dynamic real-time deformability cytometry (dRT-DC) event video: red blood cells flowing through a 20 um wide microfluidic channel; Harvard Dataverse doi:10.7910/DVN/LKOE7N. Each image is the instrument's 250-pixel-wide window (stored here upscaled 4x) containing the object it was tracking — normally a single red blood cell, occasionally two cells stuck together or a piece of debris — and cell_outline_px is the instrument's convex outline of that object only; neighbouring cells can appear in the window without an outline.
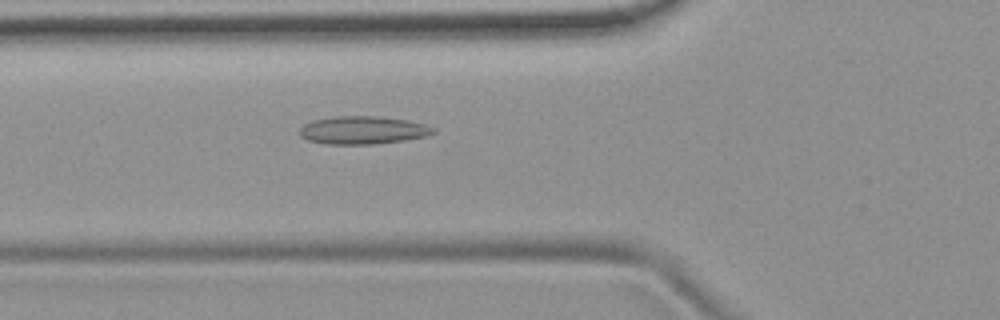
{"species": "common noctule bat (a hibernating species)", "species_latin": "Nyctalus noctula", "temperature_condition": "room temperature", "stored_images_in_passage": 3, "camera_frame_rate_fps": 3000, "um_per_image_px": 0.085, "animal": {"sex": "female", "body_mass_g": 19.9}, "frame": {"image": 1, "passage_image": 3, "time_ms": 2.333, "image_size_px": [1000, 320], "cell_outline_px": [[436, 132], [424, 136], [404, 140], [372, 144], [328, 144], [308, 140], [300, 136], [300, 128], [304, 124], [312, 120], [332, 116], [376, 116], [408, 120], [424, 124], [436, 128]], "centroid_in_image_um": [30.83, 11.05], "position_along_channel_um": 95.0, "area_um2": 21.73}}